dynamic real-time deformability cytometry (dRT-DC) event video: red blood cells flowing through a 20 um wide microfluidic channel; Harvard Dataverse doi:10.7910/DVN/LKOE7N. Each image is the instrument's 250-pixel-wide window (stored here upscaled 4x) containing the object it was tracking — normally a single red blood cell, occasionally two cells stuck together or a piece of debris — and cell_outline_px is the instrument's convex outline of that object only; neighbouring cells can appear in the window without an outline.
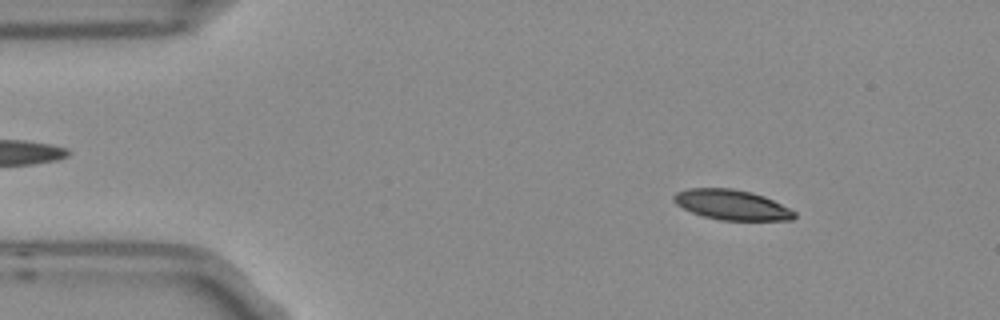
{"species": "Egyptian fruit bat (a non-hibernating species)", "species_latin": "Rousettus aegyptiacus", "temperature_condition": "room temperature", "stored_images_in_passage": 4, "camera_frame_rate_fps": 3000, "um_per_image_px": 0.085, "frame": {"image": 1, "passage_image": 2, "time_ms": 0.333, "image_size_px": [1000, 320], "cell_outline_px": [[796, 216], [792, 220], [720, 220], [704, 216], [692, 212], [676, 204], [672, 200], [672, 196], [676, 192], [688, 188], [732, 188], [752, 192], [764, 196], [796, 212]], "centroid_in_image_um": [62.18, 17.4], "position_along_channel_um": 22.8, "area_um2": 21.1}}